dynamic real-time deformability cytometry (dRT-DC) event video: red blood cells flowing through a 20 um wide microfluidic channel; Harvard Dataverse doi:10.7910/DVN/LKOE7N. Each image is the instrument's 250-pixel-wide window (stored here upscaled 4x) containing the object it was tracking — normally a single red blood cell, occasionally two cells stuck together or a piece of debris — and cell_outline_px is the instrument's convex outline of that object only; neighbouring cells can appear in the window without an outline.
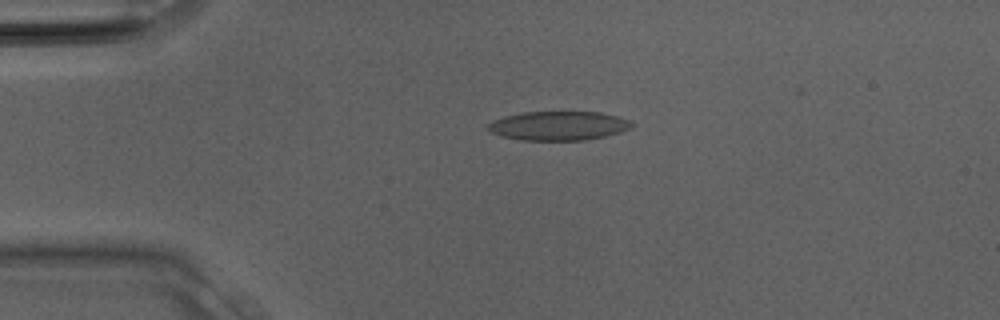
{"species": "Egyptian fruit bat (a non-hibernating species)", "species_latin": "Rousettus aegyptiacus", "temperature_condition": "room temperature", "stored_images_in_passage": 21, "camera_frame_rate_fps": 3000, "um_per_image_px": 0.085, "animal": {"sex": "male"}, "frame": {"image": 1, "passage_image": 7, "time_ms": 2.0, "image_size_px": [1000, 320], "cell_outline_px": [[636, 124], [620, 132], [604, 136], [584, 140], [520, 140], [500, 136], [484, 128], [492, 120], [504, 116], [524, 112], [600, 112], [616, 116], [628, 120]], "centroid_in_image_um": [47.42, 10.69], "position_along_channel_um": 37.6, "area_um2": 24.33}}
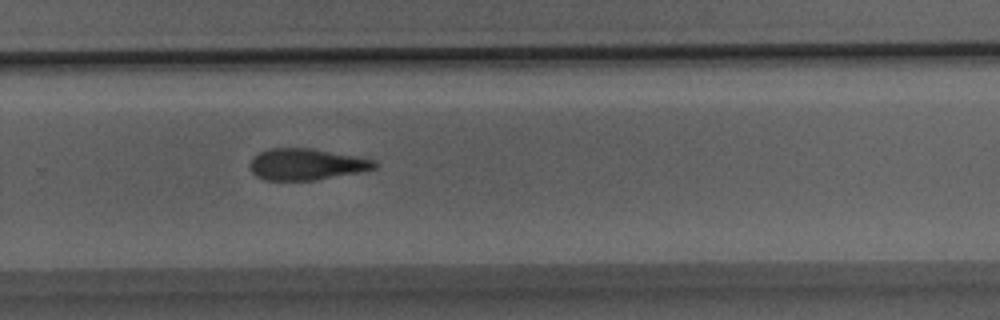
{"frame": {"image": 2, "passage_image": 21, "time_ms": 6.667, "image_size_px": [1000, 320], "cell_outline_px": [[380, 164], [376, 168], [368, 172], [316, 180], [264, 180], [256, 176], [248, 168], [248, 164], [252, 156], [268, 148], [312, 148], [356, 156], [376, 160]], "centroid_in_image_um": [26.08, 13.97], "position_along_channel_um": 303.7, "area_um2": 23.52}}